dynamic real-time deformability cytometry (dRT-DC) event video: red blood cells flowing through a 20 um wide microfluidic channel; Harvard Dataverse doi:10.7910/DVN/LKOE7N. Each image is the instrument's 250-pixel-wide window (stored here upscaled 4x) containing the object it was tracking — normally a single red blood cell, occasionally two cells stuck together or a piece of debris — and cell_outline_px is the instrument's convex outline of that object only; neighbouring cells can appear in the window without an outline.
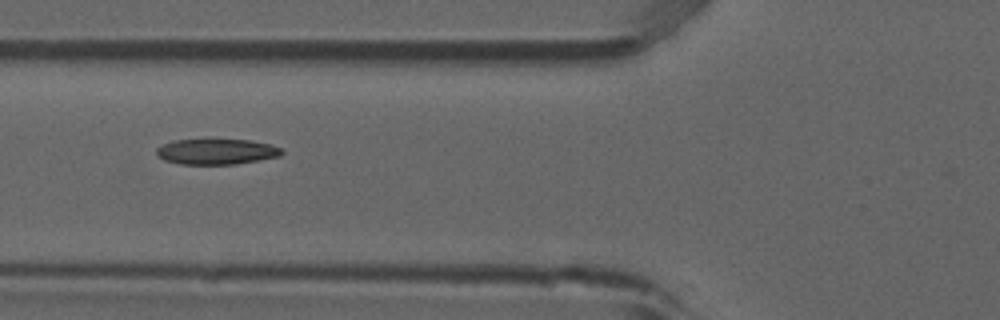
{"species": "common noctule bat (a hibernating species)", "species_latin": "Nyctalus noctula", "temperature_condition": "room temperature", "stored_images_in_passage": 5, "camera_frame_rate_fps": 3000, "um_per_image_px": 0.085, "animal": {"sex": "male", "forearm_length_mm": 52.5}, "frame": {"image": 1, "passage_image": 3, "time_ms": 0.667, "image_size_px": [1000, 320], "cell_outline_px": [[284, 152], [280, 156], [236, 164], [180, 164], [164, 160], [156, 156], [156, 148], [172, 140], [252, 140], [272, 144], [280, 148]], "centroid_in_image_um": [18.4, 12.89], "position_along_channel_um": 107.4, "area_um2": 18.67}}
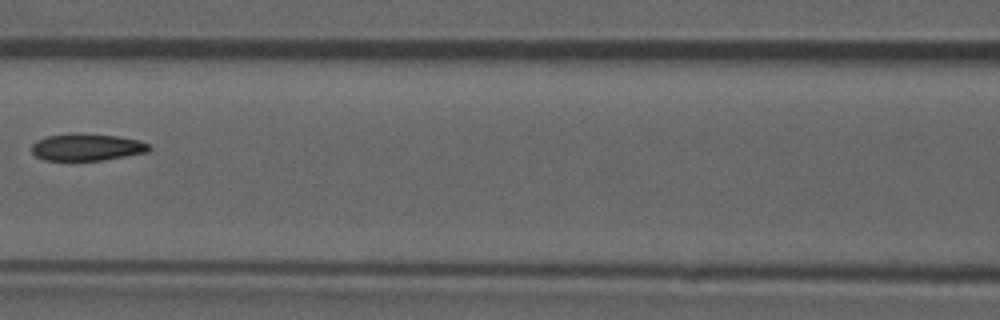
{"frame": {"image": 2, "passage_image": 4, "time_ms": 1.0, "image_size_px": [1000, 320], "cell_outline_px": [[152, 148], [148, 152], [104, 160], [44, 160], [36, 156], [32, 152], [32, 144], [36, 140], [44, 136], [72, 132], [80, 132], [116, 136], [140, 140], [148, 144]], "centroid_in_image_um": [7.36, 12.49], "position_along_channel_um": 159.2, "area_um2": 18.84}}